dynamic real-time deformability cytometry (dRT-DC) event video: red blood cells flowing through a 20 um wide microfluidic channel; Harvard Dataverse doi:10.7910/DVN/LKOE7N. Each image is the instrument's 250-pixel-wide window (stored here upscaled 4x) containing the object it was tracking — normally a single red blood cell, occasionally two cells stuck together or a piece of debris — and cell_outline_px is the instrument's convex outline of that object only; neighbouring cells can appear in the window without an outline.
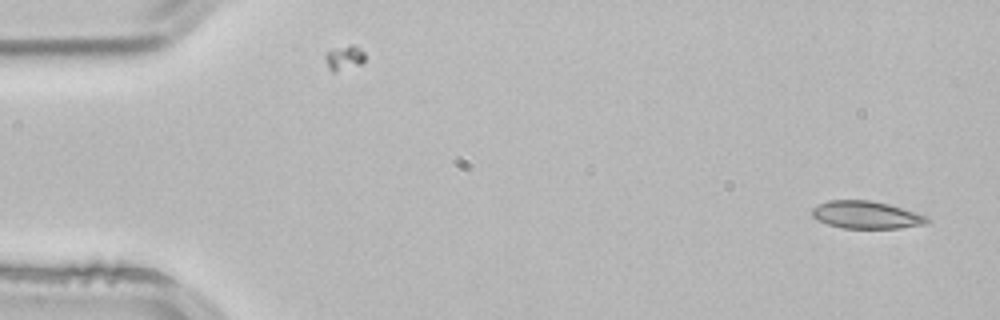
{"species": "common noctule bat (a hibernating species)", "species_latin": "Nyctalus noctula", "temperature_condition": "room temperature", "stored_images_in_passage": 4, "segment_of_instrument_passage": [1, 2], "camera_frame_rate_fps": 3000, "um_per_image_px": 0.085, "animal": {"sex": "male", "body_mass_g": 21.5, "forearm_length_mm": 52.0}, "frame": {"image": 1, "passage_image": 1, "time_ms": 0.0, "image_size_px": [1000, 320], "cell_outline_px": [[932, 220], [924, 224], [900, 228], [844, 228], [828, 224], [816, 220], [812, 216], [812, 208], [828, 200], [872, 200], [888, 204], [928, 216]], "centroid_in_image_um": [73.63, 18.26], "position_along_channel_um": 11.4, "area_um2": 18.44}}
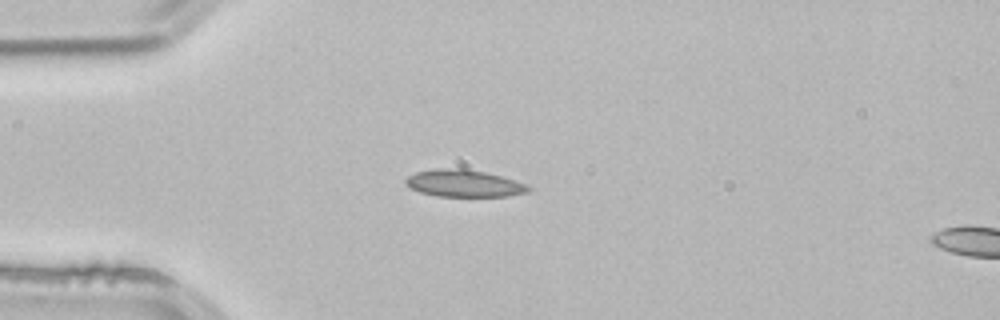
{"frame": {"image": 2, "passage_image": 3, "time_ms": 0.667, "image_size_px": [1000, 320], "cell_outline_px": [[532, 188], [528, 192], [508, 196], [436, 196], [420, 192], [404, 184], [404, 180], [408, 176], [416, 172], [436, 168], [460, 168], [484, 172], [500, 176], [524, 184]], "centroid_in_image_um": [39.38, 15.58], "position_along_channel_um": 45.6, "area_um2": 19.19}}